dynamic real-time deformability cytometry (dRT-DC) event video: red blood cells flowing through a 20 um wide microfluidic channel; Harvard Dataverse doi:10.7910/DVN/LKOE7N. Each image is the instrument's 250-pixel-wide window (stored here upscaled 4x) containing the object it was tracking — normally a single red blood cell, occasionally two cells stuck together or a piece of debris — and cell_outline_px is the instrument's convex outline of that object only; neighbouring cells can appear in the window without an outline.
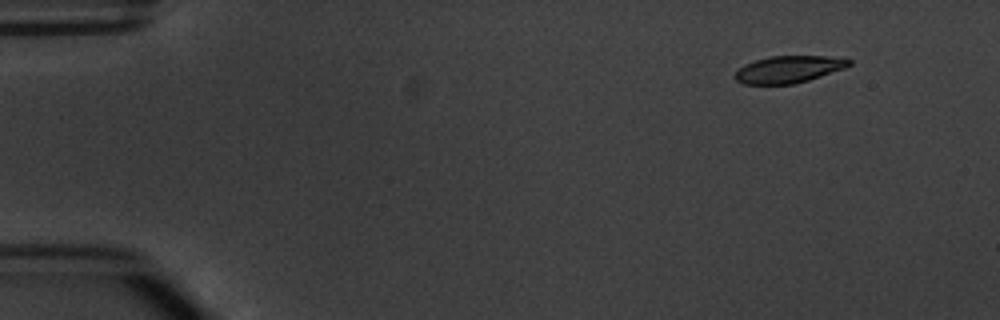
{"species": "common noctule bat (a hibernating species)", "species_latin": "Nyctalus noctula", "temperature_condition": "warm", "stored_images_in_passage": 4, "camera_frame_rate_fps": 3000, "um_per_image_px": 0.085, "animal": {"sex": "male", "body_mass_g": 20.1, "forearm_length_mm": 53.5}, "frame": {"image": 1, "passage_image": 2, "time_ms": 1.333, "image_size_px": [1000, 320], "cell_outline_px": [[852, 64], [844, 68], [808, 80], [792, 84], [744, 84], [736, 80], [736, 72], [744, 64], [756, 60], [772, 56], [824, 56], [852, 60]], "centroid_in_image_um": [67.03, 5.89], "position_along_channel_um": 18.0, "area_um2": 17.63}}
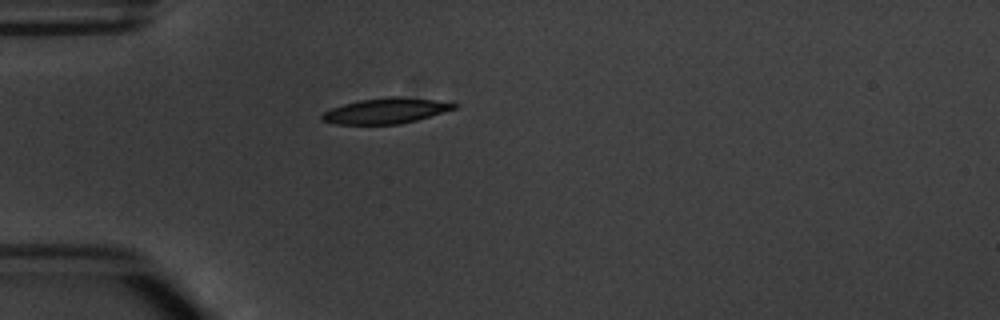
{"frame": {"image": 2, "passage_image": 4, "time_ms": 4.667, "image_size_px": [1000, 320], "cell_outline_px": [[460, 104], [456, 108], [444, 112], [416, 120], [400, 124], [336, 124], [324, 120], [320, 116], [324, 112], [332, 108], [344, 104], [360, 100], [388, 96], [400, 96], [432, 100]], "centroid_in_image_um": [32.81, 9.41], "position_along_channel_um": 52.2, "area_um2": 19.42}}